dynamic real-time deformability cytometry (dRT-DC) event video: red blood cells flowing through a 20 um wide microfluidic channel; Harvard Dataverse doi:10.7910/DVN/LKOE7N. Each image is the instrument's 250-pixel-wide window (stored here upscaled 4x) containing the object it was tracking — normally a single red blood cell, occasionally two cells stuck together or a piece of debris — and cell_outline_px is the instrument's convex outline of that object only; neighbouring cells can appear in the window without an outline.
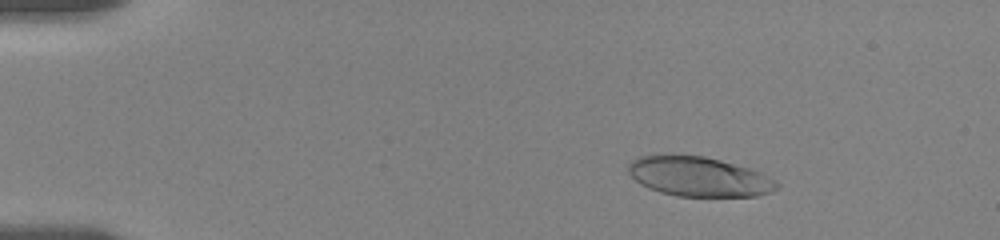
{"species": "human", "species_latin": "Homo sapiens", "temperature_condition": "room temperature", "stored_images_in_passage": 10, "camera_frame_rate_fps": 3000, "um_per_image_px": 0.085, "donor": {"sex": "female"}, "frame": {"image": 1, "passage_image": 4, "time_ms": 2.667, "image_size_px": [1000, 240], "cell_outline_px": [[780, 188], [772, 192], [756, 196], [676, 196], [660, 192], [648, 188], [640, 184], [628, 172], [628, 164], [632, 160], [640, 156], [660, 152], [672, 152], [704, 156], [720, 160], [748, 168], [760, 172], [776, 180], [780, 184]], "centroid_in_image_um": [59.36, 14.98], "position_along_channel_um": 25.6, "area_um2": 35.14}}
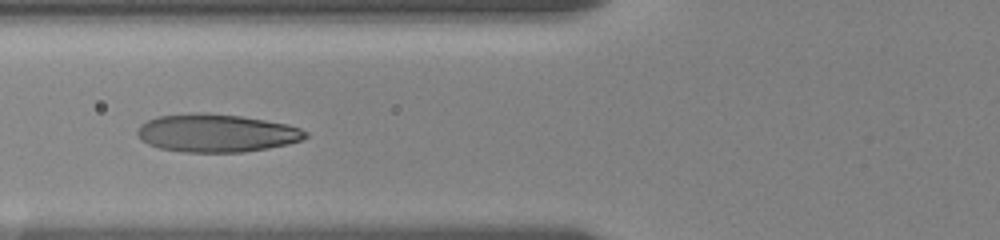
{"frame": {"image": 2, "passage_image": 9, "time_ms": 7.333, "image_size_px": [1000, 240], "cell_outline_px": [[308, 136], [300, 140], [288, 144], [268, 148], [244, 152], [184, 152], [160, 148], [148, 144], [136, 132], [140, 124], [156, 116], [188, 112], [200, 112], [240, 116], [288, 124], [300, 128], [308, 132]], "centroid_in_image_um": [18.39, 11.3], "position_along_channel_um": 107.4, "area_um2": 37.28}}